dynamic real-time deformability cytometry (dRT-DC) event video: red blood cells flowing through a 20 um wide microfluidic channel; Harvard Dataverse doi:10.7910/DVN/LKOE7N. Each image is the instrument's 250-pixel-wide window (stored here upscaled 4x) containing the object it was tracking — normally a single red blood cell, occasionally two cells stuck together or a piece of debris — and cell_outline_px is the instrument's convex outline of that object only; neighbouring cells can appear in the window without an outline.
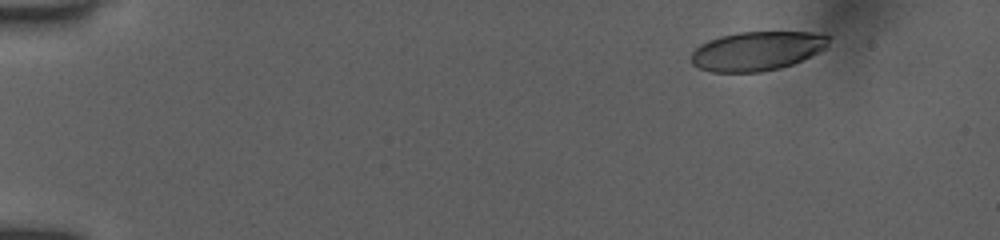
{"species": "human", "species_latin": "Homo sapiens", "temperature_condition": "room temperature", "stored_images_in_passage": 31, "camera_frame_rate_fps": 3000, "um_per_image_px": 0.085, "donor": {"sex": "female"}, "frame": {"image": 1, "passage_image": 1, "time_ms": 0.0, "image_size_px": [1000, 240], "cell_outline_px": [[832, 36], [828, 44], [824, 48], [792, 64], [780, 68], [760, 72], [712, 72], [700, 68], [692, 64], [692, 52], [700, 44], [708, 40], [720, 36], [740, 32], [812, 32]], "centroid_in_image_um": [64.33, 4.32], "position_along_channel_um": 20.7, "area_um2": 31.15}}
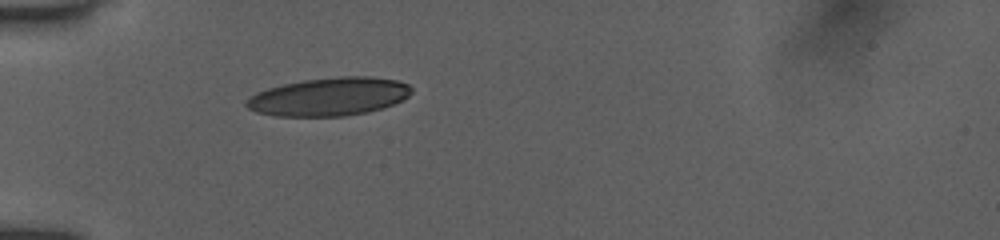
{"frame": {"image": 2, "passage_image": 23, "time_ms": 3.667, "image_size_px": [1000, 240], "cell_outline_px": [[412, 92], [404, 100], [368, 112], [344, 116], [276, 116], [256, 112], [248, 108], [244, 104], [256, 92], [268, 88], [284, 84], [304, 80], [340, 76], [372, 76], [396, 80], [408, 84], [412, 88]], "centroid_in_image_um": [27.99, 8.21], "position_along_channel_um": 57.0, "area_um2": 36.7}}
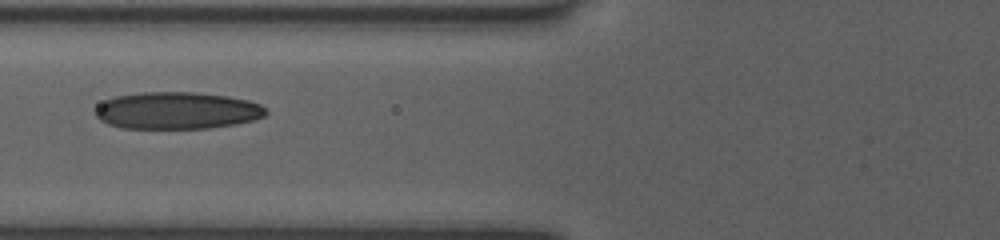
{"frame": {"image": 3, "passage_image": 30, "time_ms": 5.333, "image_size_px": [1000, 240], "cell_outline_px": [[268, 112], [264, 116], [252, 120], [236, 124], [208, 128], [124, 128], [108, 124], [100, 120], [92, 112], [104, 100], [116, 96], [144, 92], [196, 92], [228, 96], [248, 100], [260, 104]], "centroid_in_image_um": [15.03, 9.39], "position_along_channel_um": 110.8, "area_um2": 36.88}}